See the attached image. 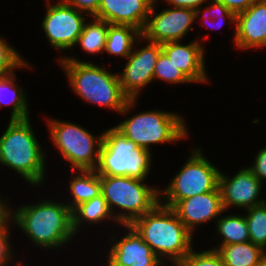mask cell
<instances>
[{
    "label": "cell",
    "mask_w": 266,
    "mask_h": 266,
    "mask_svg": "<svg viewBox=\"0 0 266 266\" xmlns=\"http://www.w3.org/2000/svg\"><path fill=\"white\" fill-rule=\"evenodd\" d=\"M7 201V202H6ZM8 198H4V197H1V193H0V206H8Z\"/></svg>",
    "instance_id": "obj_37"
},
{
    "label": "cell",
    "mask_w": 266,
    "mask_h": 266,
    "mask_svg": "<svg viewBox=\"0 0 266 266\" xmlns=\"http://www.w3.org/2000/svg\"><path fill=\"white\" fill-rule=\"evenodd\" d=\"M131 225L165 266H177L194 248V235L171 207L160 202Z\"/></svg>",
    "instance_id": "obj_3"
},
{
    "label": "cell",
    "mask_w": 266,
    "mask_h": 266,
    "mask_svg": "<svg viewBox=\"0 0 266 266\" xmlns=\"http://www.w3.org/2000/svg\"><path fill=\"white\" fill-rule=\"evenodd\" d=\"M109 220L114 222V225H120L113 217L102 194L80 203L72 210V228L76 236L84 225H99L107 221L109 222Z\"/></svg>",
    "instance_id": "obj_20"
},
{
    "label": "cell",
    "mask_w": 266,
    "mask_h": 266,
    "mask_svg": "<svg viewBox=\"0 0 266 266\" xmlns=\"http://www.w3.org/2000/svg\"><path fill=\"white\" fill-rule=\"evenodd\" d=\"M165 1L168 6L173 8H189L196 10L197 8L204 6L205 3H209L211 0H162Z\"/></svg>",
    "instance_id": "obj_35"
},
{
    "label": "cell",
    "mask_w": 266,
    "mask_h": 266,
    "mask_svg": "<svg viewBox=\"0 0 266 266\" xmlns=\"http://www.w3.org/2000/svg\"><path fill=\"white\" fill-rule=\"evenodd\" d=\"M47 118L48 136L70 169L96 170L104 133L95 136L73 122Z\"/></svg>",
    "instance_id": "obj_8"
},
{
    "label": "cell",
    "mask_w": 266,
    "mask_h": 266,
    "mask_svg": "<svg viewBox=\"0 0 266 266\" xmlns=\"http://www.w3.org/2000/svg\"><path fill=\"white\" fill-rule=\"evenodd\" d=\"M245 212L250 242L266 252V202Z\"/></svg>",
    "instance_id": "obj_27"
},
{
    "label": "cell",
    "mask_w": 266,
    "mask_h": 266,
    "mask_svg": "<svg viewBox=\"0 0 266 266\" xmlns=\"http://www.w3.org/2000/svg\"><path fill=\"white\" fill-rule=\"evenodd\" d=\"M223 3L235 15L247 10L256 0H215Z\"/></svg>",
    "instance_id": "obj_34"
},
{
    "label": "cell",
    "mask_w": 266,
    "mask_h": 266,
    "mask_svg": "<svg viewBox=\"0 0 266 266\" xmlns=\"http://www.w3.org/2000/svg\"><path fill=\"white\" fill-rule=\"evenodd\" d=\"M143 40L147 45H141ZM137 45L141 47L137 49ZM161 51V44L145 40L142 36L137 40L131 54L125 59L123 70L117 72L121 90L128 99H139L142 89L154 82L155 64Z\"/></svg>",
    "instance_id": "obj_11"
},
{
    "label": "cell",
    "mask_w": 266,
    "mask_h": 266,
    "mask_svg": "<svg viewBox=\"0 0 266 266\" xmlns=\"http://www.w3.org/2000/svg\"><path fill=\"white\" fill-rule=\"evenodd\" d=\"M263 183L253 174L248 167L239 169L234 176L220 172L219 190L225 213L230 208L246 210L266 202L260 199Z\"/></svg>",
    "instance_id": "obj_14"
},
{
    "label": "cell",
    "mask_w": 266,
    "mask_h": 266,
    "mask_svg": "<svg viewBox=\"0 0 266 266\" xmlns=\"http://www.w3.org/2000/svg\"><path fill=\"white\" fill-rule=\"evenodd\" d=\"M154 0L145 27L141 32L145 40L163 44L167 42L182 41L189 31L194 29L196 11L189 8H165L156 10L157 2Z\"/></svg>",
    "instance_id": "obj_12"
},
{
    "label": "cell",
    "mask_w": 266,
    "mask_h": 266,
    "mask_svg": "<svg viewBox=\"0 0 266 266\" xmlns=\"http://www.w3.org/2000/svg\"><path fill=\"white\" fill-rule=\"evenodd\" d=\"M233 42L242 52L266 47V0H256L236 15Z\"/></svg>",
    "instance_id": "obj_16"
},
{
    "label": "cell",
    "mask_w": 266,
    "mask_h": 266,
    "mask_svg": "<svg viewBox=\"0 0 266 266\" xmlns=\"http://www.w3.org/2000/svg\"><path fill=\"white\" fill-rule=\"evenodd\" d=\"M172 209L193 235L197 227L212 219L216 222L225 212L219 187L214 191L180 200Z\"/></svg>",
    "instance_id": "obj_15"
},
{
    "label": "cell",
    "mask_w": 266,
    "mask_h": 266,
    "mask_svg": "<svg viewBox=\"0 0 266 266\" xmlns=\"http://www.w3.org/2000/svg\"><path fill=\"white\" fill-rule=\"evenodd\" d=\"M184 116L159 109L141 111L127 117L114 127L139 147L153 151L152 145L175 143L189 139V130Z\"/></svg>",
    "instance_id": "obj_6"
},
{
    "label": "cell",
    "mask_w": 266,
    "mask_h": 266,
    "mask_svg": "<svg viewBox=\"0 0 266 266\" xmlns=\"http://www.w3.org/2000/svg\"><path fill=\"white\" fill-rule=\"evenodd\" d=\"M196 21H200L202 27L205 25V28H213L217 30L227 24L234 28L235 31V22L236 15L230 11L223 3L211 0L206 6L197 8L196 10ZM199 19V20H198ZM220 19V20H219ZM209 23V24H208Z\"/></svg>",
    "instance_id": "obj_26"
},
{
    "label": "cell",
    "mask_w": 266,
    "mask_h": 266,
    "mask_svg": "<svg viewBox=\"0 0 266 266\" xmlns=\"http://www.w3.org/2000/svg\"><path fill=\"white\" fill-rule=\"evenodd\" d=\"M24 68L31 69L32 65L0 34V75Z\"/></svg>",
    "instance_id": "obj_29"
},
{
    "label": "cell",
    "mask_w": 266,
    "mask_h": 266,
    "mask_svg": "<svg viewBox=\"0 0 266 266\" xmlns=\"http://www.w3.org/2000/svg\"><path fill=\"white\" fill-rule=\"evenodd\" d=\"M100 183L101 194L119 224H131L160 202V187L150 186L146 180L100 175Z\"/></svg>",
    "instance_id": "obj_5"
},
{
    "label": "cell",
    "mask_w": 266,
    "mask_h": 266,
    "mask_svg": "<svg viewBox=\"0 0 266 266\" xmlns=\"http://www.w3.org/2000/svg\"><path fill=\"white\" fill-rule=\"evenodd\" d=\"M13 222L9 217H7L0 224V266H12L13 262L16 261V256L12 249V242H10L11 231L13 228ZM13 252V253H12ZM15 256V257H14Z\"/></svg>",
    "instance_id": "obj_31"
},
{
    "label": "cell",
    "mask_w": 266,
    "mask_h": 266,
    "mask_svg": "<svg viewBox=\"0 0 266 266\" xmlns=\"http://www.w3.org/2000/svg\"><path fill=\"white\" fill-rule=\"evenodd\" d=\"M225 266H258L266 252L250 241L225 246H214Z\"/></svg>",
    "instance_id": "obj_22"
},
{
    "label": "cell",
    "mask_w": 266,
    "mask_h": 266,
    "mask_svg": "<svg viewBox=\"0 0 266 266\" xmlns=\"http://www.w3.org/2000/svg\"><path fill=\"white\" fill-rule=\"evenodd\" d=\"M254 162L249 167L253 174L264 183L266 180V146L260 148L254 157Z\"/></svg>",
    "instance_id": "obj_33"
},
{
    "label": "cell",
    "mask_w": 266,
    "mask_h": 266,
    "mask_svg": "<svg viewBox=\"0 0 266 266\" xmlns=\"http://www.w3.org/2000/svg\"><path fill=\"white\" fill-rule=\"evenodd\" d=\"M46 13L41 27L51 47L58 53L73 49L89 16L77 11L64 0H45ZM86 16V17H85ZM88 17V18H87Z\"/></svg>",
    "instance_id": "obj_10"
},
{
    "label": "cell",
    "mask_w": 266,
    "mask_h": 266,
    "mask_svg": "<svg viewBox=\"0 0 266 266\" xmlns=\"http://www.w3.org/2000/svg\"><path fill=\"white\" fill-rule=\"evenodd\" d=\"M192 150L185 164L166 187L159 190L161 204L172 208L180 200L211 192L219 187L221 170L205 157V150L201 147Z\"/></svg>",
    "instance_id": "obj_9"
},
{
    "label": "cell",
    "mask_w": 266,
    "mask_h": 266,
    "mask_svg": "<svg viewBox=\"0 0 266 266\" xmlns=\"http://www.w3.org/2000/svg\"><path fill=\"white\" fill-rule=\"evenodd\" d=\"M14 264H15V266H28V265H26V264H25L23 261H21V260H20V261H19V260L16 261ZM14 264H13V266H14Z\"/></svg>",
    "instance_id": "obj_38"
},
{
    "label": "cell",
    "mask_w": 266,
    "mask_h": 266,
    "mask_svg": "<svg viewBox=\"0 0 266 266\" xmlns=\"http://www.w3.org/2000/svg\"><path fill=\"white\" fill-rule=\"evenodd\" d=\"M8 217L13 227L20 228L31 244L42 250L65 248L76 235L72 228V210L63 201H37L11 208L8 204Z\"/></svg>",
    "instance_id": "obj_1"
},
{
    "label": "cell",
    "mask_w": 266,
    "mask_h": 266,
    "mask_svg": "<svg viewBox=\"0 0 266 266\" xmlns=\"http://www.w3.org/2000/svg\"><path fill=\"white\" fill-rule=\"evenodd\" d=\"M154 0H101L94 16L112 25H129L143 31Z\"/></svg>",
    "instance_id": "obj_18"
},
{
    "label": "cell",
    "mask_w": 266,
    "mask_h": 266,
    "mask_svg": "<svg viewBox=\"0 0 266 266\" xmlns=\"http://www.w3.org/2000/svg\"><path fill=\"white\" fill-rule=\"evenodd\" d=\"M177 266H225L215 249L197 251L193 248Z\"/></svg>",
    "instance_id": "obj_30"
},
{
    "label": "cell",
    "mask_w": 266,
    "mask_h": 266,
    "mask_svg": "<svg viewBox=\"0 0 266 266\" xmlns=\"http://www.w3.org/2000/svg\"><path fill=\"white\" fill-rule=\"evenodd\" d=\"M69 192L72 200L66 202L73 210L80 203L91 200L101 194L100 175L96 170H71Z\"/></svg>",
    "instance_id": "obj_21"
},
{
    "label": "cell",
    "mask_w": 266,
    "mask_h": 266,
    "mask_svg": "<svg viewBox=\"0 0 266 266\" xmlns=\"http://www.w3.org/2000/svg\"><path fill=\"white\" fill-rule=\"evenodd\" d=\"M14 72L0 75V109L3 106L11 107L10 120H25L30 118L27 95L23 86L16 82Z\"/></svg>",
    "instance_id": "obj_19"
},
{
    "label": "cell",
    "mask_w": 266,
    "mask_h": 266,
    "mask_svg": "<svg viewBox=\"0 0 266 266\" xmlns=\"http://www.w3.org/2000/svg\"><path fill=\"white\" fill-rule=\"evenodd\" d=\"M215 228L216 237L215 239L220 241L217 246H225L235 243H243L250 241L249 229L245 215L229 214L224 215L216 220ZM219 237V238H218ZM221 237V238H220Z\"/></svg>",
    "instance_id": "obj_24"
},
{
    "label": "cell",
    "mask_w": 266,
    "mask_h": 266,
    "mask_svg": "<svg viewBox=\"0 0 266 266\" xmlns=\"http://www.w3.org/2000/svg\"><path fill=\"white\" fill-rule=\"evenodd\" d=\"M75 57L62 55L56 58L74 94L88 104L108 108L120 115L133 111L138 99H128L123 94L118 73Z\"/></svg>",
    "instance_id": "obj_2"
},
{
    "label": "cell",
    "mask_w": 266,
    "mask_h": 266,
    "mask_svg": "<svg viewBox=\"0 0 266 266\" xmlns=\"http://www.w3.org/2000/svg\"><path fill=\"white\" fill-rule=\"evenodd\" d=\"M92 20V22H91ZM109 23L106 21L91 17L86 21L75 47L80 45L84 53L90 55L103 54L107 39Z\"/></svg>",
    "instance_id": "obj_25"
},
{
    "label": "cell",
    "mask_w": 266,
    "mask_h": 266,
    "mask_svg": "<svg viewBox=\"0 0 266 266\" xmlns=\"http://www.w3.org/2000/svg\"><path fill=\"white\" fill-rule=\"evenodd\" d=\"M141 36V31L135 27L110 24L104 53L125 59L131 54L135 43Z\"/></svg>",
    "instance_id": "obj_23"
},
{
    "label": "cell",
    "mask_w": 266,
    "mask_h": 266,
    "mask_svg": "<svg viewBox=\"0 0 266 266\" xmlns=\"http://www.w3.org/2000/svg\"><path fill=\"white\" fill-rule=\"evenodd\" d=\"M103 133L96 172L99 175L149 179V172L152 171V154L154 153L128 140L114 126L104 130Z\"/></svg>",
    "instance_id": "obj_7"
},
{
    "label": "cell",
    "mask_w": 266,
    "mask_h": 266,
    "mask_svg": "<svg viewBox=\"0 0 266 266\" xmlns=\"http://www.w3.org/2000/svg\"><path fill=\"white\" fill-rule=\"evenodd\" d=\"M120 227L127 232L120 237L115 231L116 235L110 237L112 244L106 254V266H165L131 224Z\"/></svg>",
    "instance_id": "obj_13"
},
{
    "label": "cell",
    "mask_w": 266,
    "mask_h": 266,
    "mask_svg": "<svg viewBox=\"0 0 266 266\" xmlns=\"http://www.w3.org/2000/svg\"><path fill=\"white\" fill-rule=\"evenodd\" d=\"M258 266H266V257L264 258V260Z\"/></svg>",
    "instance_id": "obj_39"
},
{
    "label": "cell",
    "mask_w": 266,
    "mask_h": 266,
    "mask_svg": "<svg viewBox=\"0 0 266 266\" xmlns=\"http://www.w3.org/2000/svg\"><path fill=\"white\" fill-rule=\"evenodd\" d=\"M31 125L30 118L9 120L0 136V165L15 171L30 187H42L48 174L47 154Z\"/></svg>",
    "instance_id": "obj_4"
},
{
    "label": "cell",
    "mask_w": 266,
    "mask_h": 266,
    "mask_svg": "<svg viewBox=\"0 0 266 266\" xmlns=\"http://www.w3.org/2000/svg\"><path fill=\"white\" fill-rule=\"evenodd\" d=\"M8 217V206H0V224Z\"/></svg>",
    "instance_id": "obj_36"
},
{
    "label": "cell",
    "mask_w": 266,
    "mask_h": 266,
    "mask_svg": "<svg viewBox=\"0 0 266 266\" xmlns=\"http://www.w3.org/2000/svg\"><path fill=\"white\" fill-rule=\"evenodd\" d=\"M196 38L188 44L181 41L167 42L161 44L162 50L173 61V63L184 73L192 84L211 83L206 70V47L202 40ZM203 44V45H202Z\"/></svg>",
    "instance_id": "obj_17"
},
{
    "label": "cell",
    "mask_w": 266,
    "mask_h": 266,
    "mask_svg": "<svg viewBox=\"0 0 266 266\" xmlns=\"http://www.w3.org/2000/svg\"><path fill=\"white\" fill-rule=\"evenodd\" d=\"M153 80L165 81L167 84H191L192 82L184 75V73L173 63V61L162 50L158 56L153 73Z\"/></svg>",
    "instance_id": "obj_28"
},
{
    "label": "cell",
    "mask_w": 266,
    "mask_h": 266,
    "mask_svg": "<svg viewBox=\"0 0 266 266\" xmlns=\"http://www.w3.org/2000/svg\"><path fill=\"white\" fill-rule=\"evenodd\" d=\"M68 5L74 7L77 11L94 17L100 5L101 0H64Z\"/></svg>",
    "instance_id": "obj_32"
}]
</instances>
